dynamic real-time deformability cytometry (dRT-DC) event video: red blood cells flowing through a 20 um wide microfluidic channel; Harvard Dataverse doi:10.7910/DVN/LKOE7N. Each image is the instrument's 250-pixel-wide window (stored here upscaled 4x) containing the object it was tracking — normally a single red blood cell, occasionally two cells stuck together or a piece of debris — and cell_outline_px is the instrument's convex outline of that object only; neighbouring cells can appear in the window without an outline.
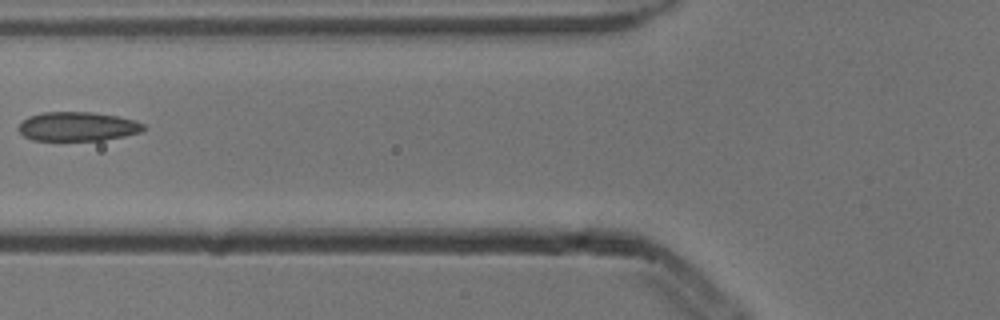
{"species": "common noctule bat (a hibernating species)", "species_latin": "Nyctalus noctula", "temperature_condition": "cold", "stored_images_in_passage": 6, "camera_frame_rate_fps": 3000, "um_per_image_px": 0.085, "animal": {"sex": "male", "body_mass_g": 13.3}, "frame": {"image": 1, "passage_image": 5, "time_ms": 1.333, "image_size_px": [1000, 320], "cell_outline_px": [[148, 128], [140, 132], [124, 136], [104, 140], [32, 140], [24, 136], [20, 132], [20, 124], [28, 116], [44, 112], [92, 112], [116, 116], [136, 120], [144, 124]], "centroid_in_image_um": [6.64, 10.75], "position_along_channel_um": 119.2, "area_um2": 21.15}}
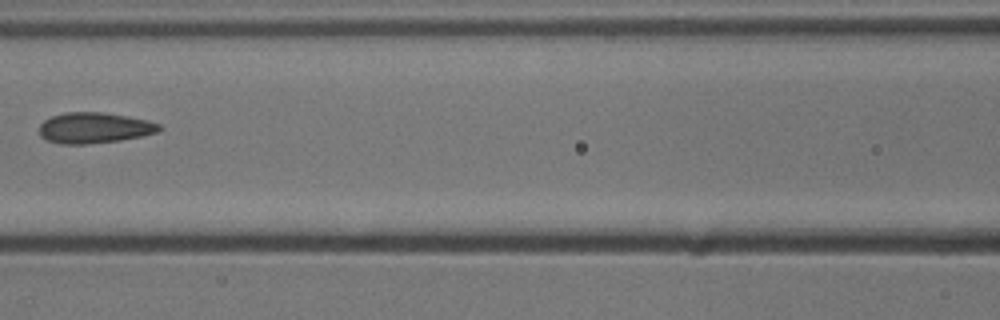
{"frame": {"image": 2, "passage_image": 6, "time_ms": 1.667, "image_size_px": [1000, 320], "cell_outline_px": [[164, 128], [156, 132], [140, 136], [116, 140], [84, 144], [60, 144], [48, 140], [40, 136], [40, 124], [44, 120], [52, 116], [64, 112], [104, 112], [128, 116], [160, 124]], "centroid_in_image_um": [7.99, 10.85], "position_along_channel_um": 158.6, "area_um2": 21.27}}